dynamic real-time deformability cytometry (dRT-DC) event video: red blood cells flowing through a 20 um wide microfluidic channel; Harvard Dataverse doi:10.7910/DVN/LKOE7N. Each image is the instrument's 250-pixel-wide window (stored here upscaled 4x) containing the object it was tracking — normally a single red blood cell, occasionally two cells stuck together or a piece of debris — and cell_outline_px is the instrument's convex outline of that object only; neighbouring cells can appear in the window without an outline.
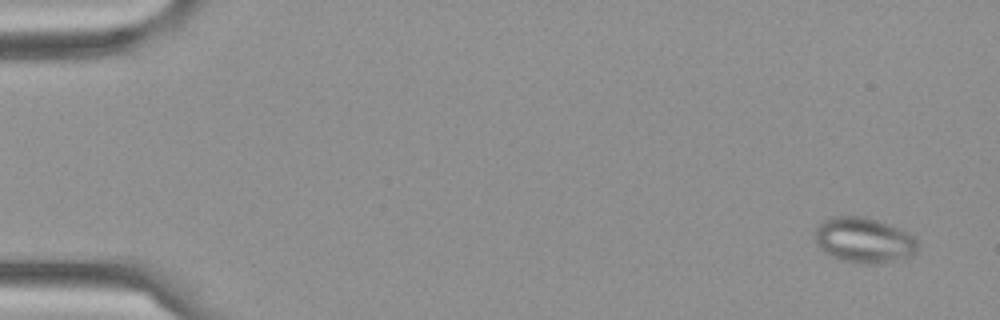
{"species": "Egyptian fruit bat (a non-hibernating species)", "species_latin": "Rousettus aegyptiacus", "temperature_condition": "cold", "stored_images_in_passage": 14, "camera_frame_rate_fps": 3000, "um_per_image_px": 0.085, "frame": {"image": 1, "passage_image": 1, "time_ms": 0.0, "image_size_px": [1000, 320], "cell_outline_px": [[916, 248], [912, 252], [904, 256], [876, 264], [864, 264], [840, 260], [824, 252], [816, 244], [816, 228], [824, 220], [832, 216], [864, 216], [900, 228], [908, 232], [916, 240]], "centroid_in_image_um": [73.36, 20.39], "position_along_channel_um": 11.6, "area_um2": 26.59}}
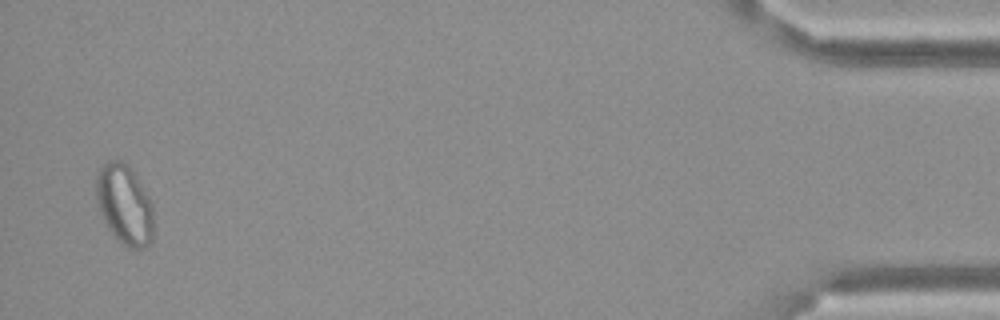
{"frame": {"image": 2, "passage_image": 14, "time_ms": 4.333, "image_size_px": [1000, 320], "cell_outline_px": [[152, 240], [144, 248], [128, 248], [116, 240], [108, 228], [100, 212], [96, 200], [96, 172], [108, 160], [124, 160], [128, 164], [148, 196], [152, 204]], "centroid_in_image_um": [10.55, 17.38], "position_along_channel_um": 424.6, "area_um2": 26.76}}